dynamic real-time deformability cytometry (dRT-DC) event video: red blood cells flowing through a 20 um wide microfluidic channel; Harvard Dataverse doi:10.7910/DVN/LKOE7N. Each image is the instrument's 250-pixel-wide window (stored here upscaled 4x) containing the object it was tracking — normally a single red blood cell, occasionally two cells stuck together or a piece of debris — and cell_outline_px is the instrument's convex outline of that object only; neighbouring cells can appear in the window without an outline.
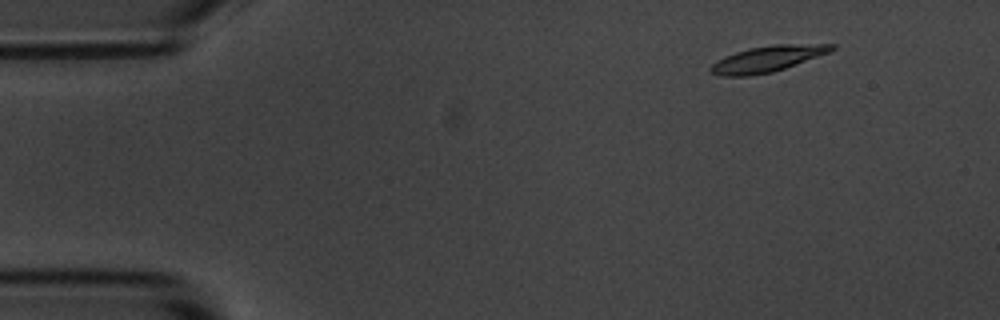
{"species": "common noctule bat (a hibernating species)", "species_latin": "Nyctalus noctula", "temperature_condition": "room temperature", "stored_images_in_passage": 5, "segment_of_instrument_passage": [1, 2], "camera_frame_rate_fps": 3000, "um_per_image_px": 0.085, "animal": {"sex": "male", "body_mass_g": 20.1, "forearm_length_mm": 53.5}, "frame": {"image": 1, "passage_image": 2, "time_ms": 1.333, "image_size_px": [1000, 320], "cell_outline_px": [[836, 48], [828, 52], [784, 68], [772, 72], [748, 76], [720, 76], [708, 72], [708, 68], [716, 60], [724, 56], [748, 48], [776, 44], [836, 44]], "centroid_in_image_um": [65.15, 5.01], "position_along_channel_um": 19.9, "area_um2": 18.21}}
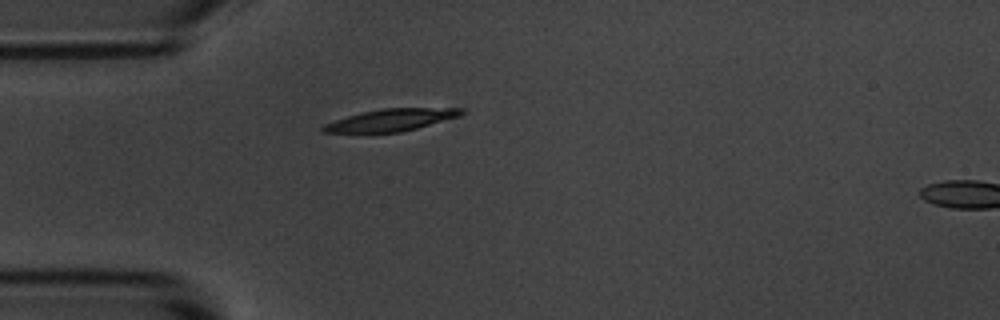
{"frame": {"image": 2, "passage_image": 4, "time_ms": 4.333, "image_size_px": [1000, 320], "cell_outline_px": [[464, 112], [460, 116], [416, 128], [400, 132], [320, 132], [320, 128], [324, 124], [348, 116], [380, 108], [464, 108]], "centroid_in_image_um": [33.25, 10.19], "position_along_channel_um": 51.7, "area_um2": 17.51}}